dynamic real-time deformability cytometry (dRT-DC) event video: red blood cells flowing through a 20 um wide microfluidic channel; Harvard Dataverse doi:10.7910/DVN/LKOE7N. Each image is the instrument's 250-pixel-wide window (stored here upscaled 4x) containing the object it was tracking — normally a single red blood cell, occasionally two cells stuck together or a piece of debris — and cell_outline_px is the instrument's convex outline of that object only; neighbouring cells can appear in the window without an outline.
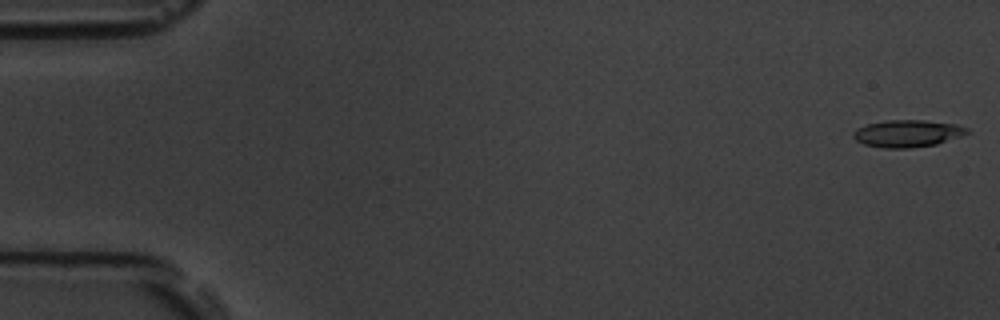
{"species": "common noctule bat (a hibernating species)", "species_latin": "Nyctalus noctula", "temperature_condition": "room temperature", "stored_images_in_passage": 56, "camera_frame_rate_fps": 3000, "um_per_image_px": 0.085, "animal": {"sex": "male", "body_mass_g": 19.5, "forearm_length_mm": 54.6}, "frame": {"image": 1, "passage_image": 1, "time_ms": 0.0, "image_size_px": [1000, 320], "cell_outline_px": [[972, 132], [936, 144], [912, 148], [884, 148], [864, 144], [856, 140], [852, 136], [852, 132], [856, 128], [868, 124], [884, 120], [924, 120], [956, 124], [968, 128]], "centroid_in_image_um": [77.13, 11.34], "position_along_channel_um": 7.9, "area_um2": 18.09}}
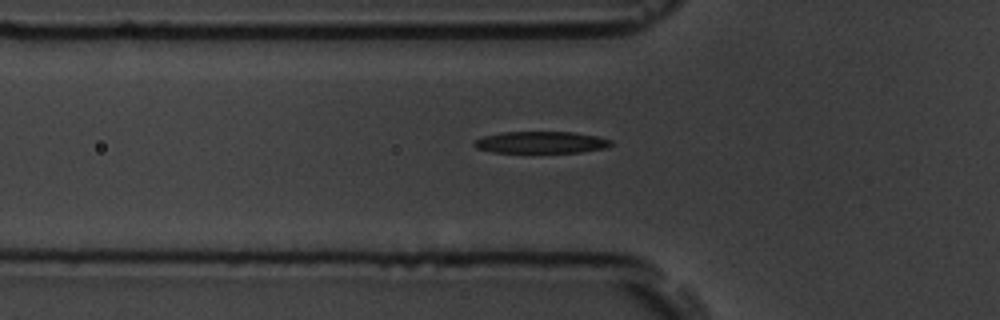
{"frame": {"image": 2, "passage_image": 19, "time_ms": 6.0, "image_size_px": [1000, 320], "cell_outline_px": [[612, 144], [608, 148], [580, 152], [492, 152], [476, 148], [472, 144], [476, 140], [484, 136], [500, 132], [572, 132], [596, 136], [612, 140]], "centroid_in_image_um": [46.0, 12.1], "position_along_channel_um": 79.8, "area_um2": 17.34}}
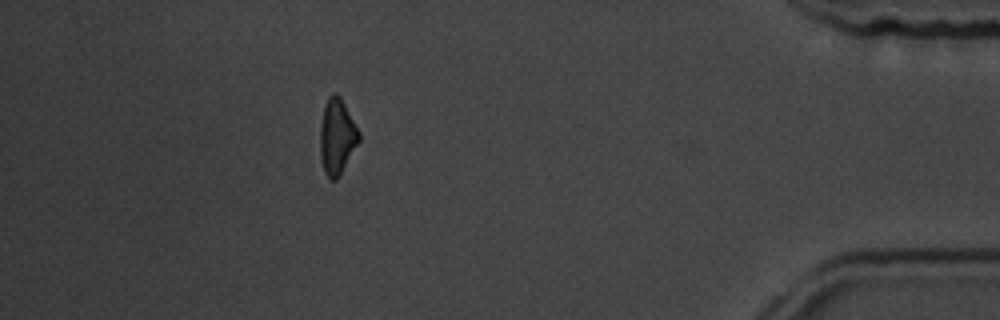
{"frame": {"image": 3, "passage_image": 50, "time_ms": 16.333, "image_size_px": [1000, 320], "cell_outline_px": [[360, 140], [340, 176], [336, 180], [328, 180], [324, 172], [320, 160], [320, 128], [324, 108], [328, 96], [332, 92], [336, 92], [340, 96], [360, 132]], "centroid_in_image_um": [28.64, 11.64], "position_along_channel_um": 406.6, "area_um2": 17.34}, "authors_computed_cell_mechanics": {"area_um2": 17.7446, "velocity_mm_per_s": 3.6403, "shape_relaxation_time_tau1_ms": 2.0218, "shape_relaxation_time_tau2_ms": null, "deformation_change_tau1": 0.135, "deformation_change_tau2": null}}